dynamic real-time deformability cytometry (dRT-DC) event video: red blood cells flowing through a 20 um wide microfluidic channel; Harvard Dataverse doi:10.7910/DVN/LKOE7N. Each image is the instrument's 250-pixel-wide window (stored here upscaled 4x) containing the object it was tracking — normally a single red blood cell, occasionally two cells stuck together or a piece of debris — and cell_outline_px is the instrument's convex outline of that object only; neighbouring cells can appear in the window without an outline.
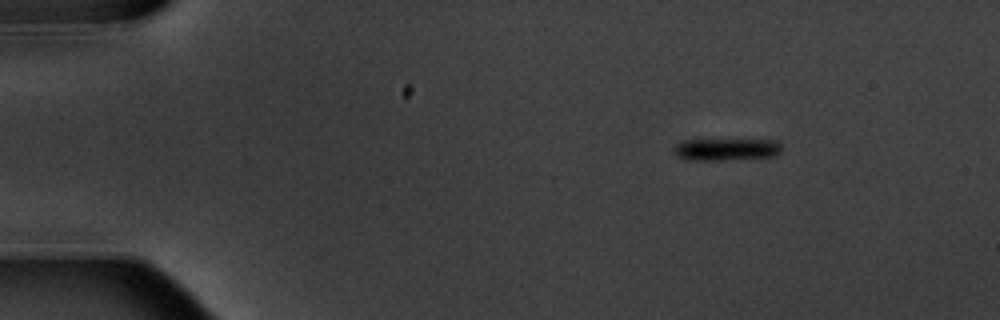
{"species": "common noctule bat (a hibernating species)", "species_latin": "Nyctalus noctula", "temperature_condition": "warm", "stored_images_in_passage": 4, "camera_frame_rate_fps": 3000, "um_per_image_px": 0.085, "animal": {"sex": "male", "body_mass_g": 20.1, "forearm_length_mm": 53.5}, "frame": {"image": 1, "passage_image": 1, "time_ms": 0.0, "image_size_px": [1000, 320], "cell_outline_px": [[780, 152], [776, 156], [720, 160], [688, 160], [676, 156], [672, 148], [676, 144], [684, 140], [776, 140], [780, 144]], "centroid_in_image_um": [61.69, 12.7], "position_along_channel_um": 23.3, "area_um2": 13.87}}
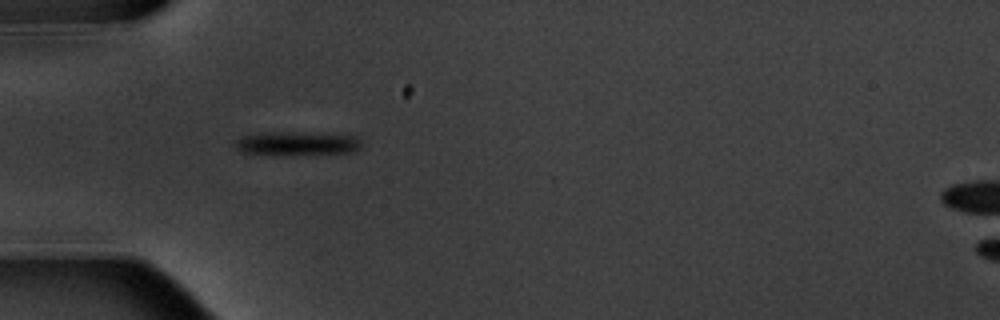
{"frame": {"image": 2, "passage_image": 3, "time_ms": 3.333, "image_size_px": [1000, 320], "cell_outline_px": [[360, 144], [352, 152], [240, 152], [236, 148], [232, 140], [244, 136], [260, 132], [280, 132], [356, 136], [360, 140]], "centroid_in_image_um": [25.14, 12.14], "position_along_channel_um": 59.9, "area_um2": 15.95}}